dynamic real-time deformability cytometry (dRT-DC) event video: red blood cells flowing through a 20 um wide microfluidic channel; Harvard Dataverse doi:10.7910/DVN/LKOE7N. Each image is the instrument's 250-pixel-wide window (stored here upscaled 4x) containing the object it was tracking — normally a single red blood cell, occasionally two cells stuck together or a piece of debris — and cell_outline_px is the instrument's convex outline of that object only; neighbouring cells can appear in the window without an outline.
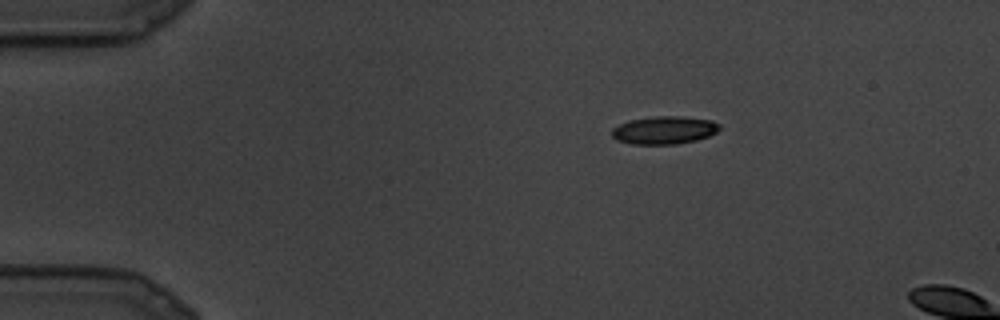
{"species": "common noctule bat (a hibernating species)", "species_latin": "Nyctalus noctula", "temperature_condition": "cold", "stored_images_in_passage": 3, "camera_frame_rate_fps": 3000, "um_per_image_px": 0.085, "animal": {"sex": "male", "body_mass_g": 19.5, "forearm_length_mm": 54.6}, "frame": {"image": 1, "passage_image": 1, "time_ms": 0.0, "image_size_px": [1000, 320], "cell_outline_px": [[720, 128], [716, 132], [708, 136], [696, 140], [676, 144], [632, 144], [616, 140], [612, 136], [612, 128], [628, 120], [652, 116], [680, 116], [712, 120], [720, 124]], "centroid_in_image_um": [56.45, 11.05], "position_along_channel_um": 28.6, "area_um2": 17.57}}